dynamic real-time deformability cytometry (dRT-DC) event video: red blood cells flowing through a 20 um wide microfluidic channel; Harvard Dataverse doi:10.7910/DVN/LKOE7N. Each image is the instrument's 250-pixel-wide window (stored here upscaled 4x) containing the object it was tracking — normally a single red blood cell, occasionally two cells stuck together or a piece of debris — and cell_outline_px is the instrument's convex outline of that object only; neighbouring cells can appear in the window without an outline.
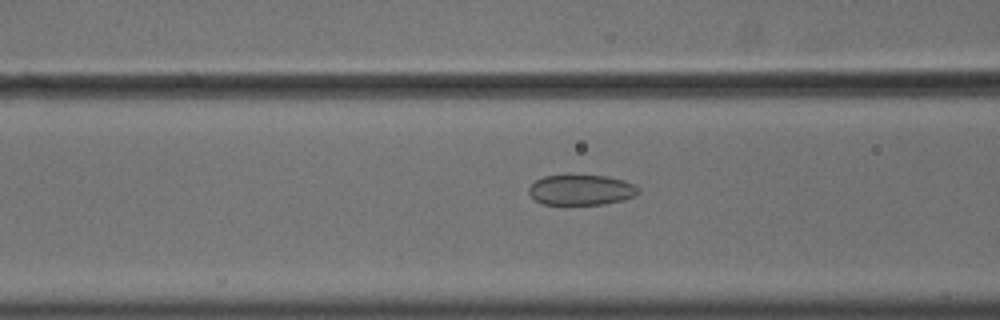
{"species": "common noctule bat (a hibernating species)", "species_latin": "Nyctalus noctula", "temperature_condition": "cold", "stored_images_in_passage": 41, "camera_frame_rate_fps": 3000, "um_per_image_px": 0.085, "animal": {"sex": "male", "body_mass_g": 18.8}, "frame": {"image": 1, "passage_image": 8, "time_ms": 2.333, "image_size_px": [1000, 320], "cell_outline_px": [[640, 192], [636, 196], [624, 200], [604, 204], [540, 204], [528, 192], [528, 188], [536, 180], [544, 176], [568, 172], [608, 176], [624, 180], [636, 184], [640, 188]], "centroid_in_image_um": [49.43, 16.09], "position_along_channel_um": 117.2, "area_um2": 20.35}}
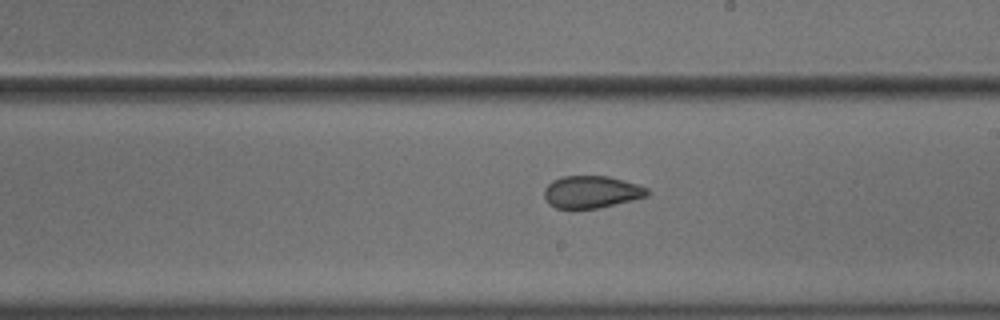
{"frame": {"image": 2, "passage_image": 18, "time_ms": 5.667, "image_size_px": [1000, 320], "cell_outline_px": [[652, 192], [648, 196], [600, 208], [556, 208], [548, 204], [544, 196], [544, 188], [552, 180], [564, 176], [608, 176], [636, 184], [648, 188]], "centroid_in_image_um": [50.28, 16.31], "position_along_channel_um": 238.7, "area_um2": 19.42}}
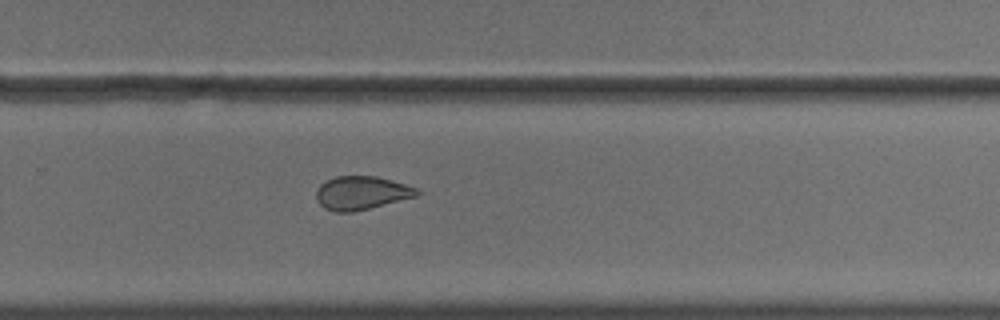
{"frame": {"image": 3, "passage_image": 23, "time_ms": 7.333, "image_size_px": [1000, 320], "cell_outline_px": [[420, 192], [416, 196], [352, 212], [336, 212], [324, 208], [316, 200], [316, 188], [320, 184], [336, 176], [376, 176], [392, 180], [416, 188]], "centroid_in_image_um": [30.67, 16.39], "position_along_channel_um": 299.1, "area_um2": 19.42}, "authors_computed_cell_mechanics": {"area_um2": 20.3456, "velocity_mm_per_s": 3.6355, "shape_relaxation_time_tau1_ms": null, "shape_relaxation_time_tau2_ms": 1.9669, "deformation_change_tau1": null, "deformation_change_tau2": 0.0781}}